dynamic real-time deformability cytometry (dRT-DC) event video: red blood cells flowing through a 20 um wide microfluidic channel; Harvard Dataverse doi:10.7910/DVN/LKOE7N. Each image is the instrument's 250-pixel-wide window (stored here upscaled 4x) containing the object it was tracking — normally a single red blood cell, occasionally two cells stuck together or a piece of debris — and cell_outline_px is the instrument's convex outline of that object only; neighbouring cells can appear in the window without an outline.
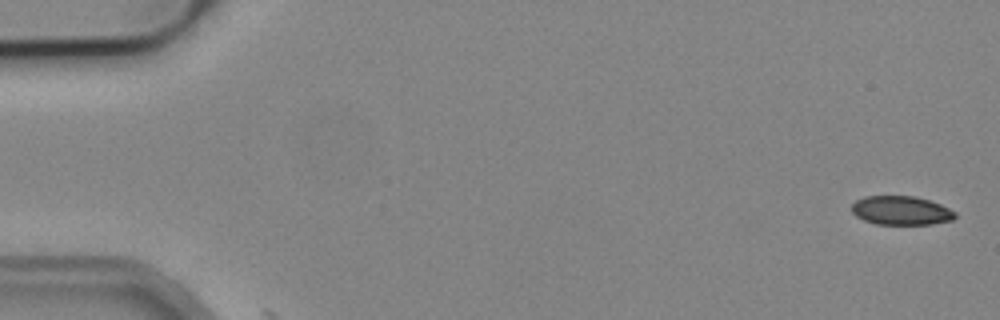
{"species": "common noctule bat (a hibernating species)", "species_latin": "Nyctalus noctula", "temperature_condition": "cold", "stored_images_in_passage": 4, "camera_frame_rate_fps": 3000, "um_per_image_px": 0.085, "animal": {"sex": "male", "body_mass_g": 19.2, "forearm_length_mm": 51.8}, "frame": {"image": 1, "passage_image": 1, "time_ms": 0.0, "image_size_px": [1000, 320], "cell_outline_px": [[956, 216], [952, 220], [932, 224], [876, 224], [864, 220], [856, 216], [852, 212], [852, 204], [856, 200], [864, 196], [916, 196], [940, 204], [956, 212]], "centroid_in_image_um": [76.58, 17.89], "position_along_channel_um": 8.4, "area_um2": 17.4}}
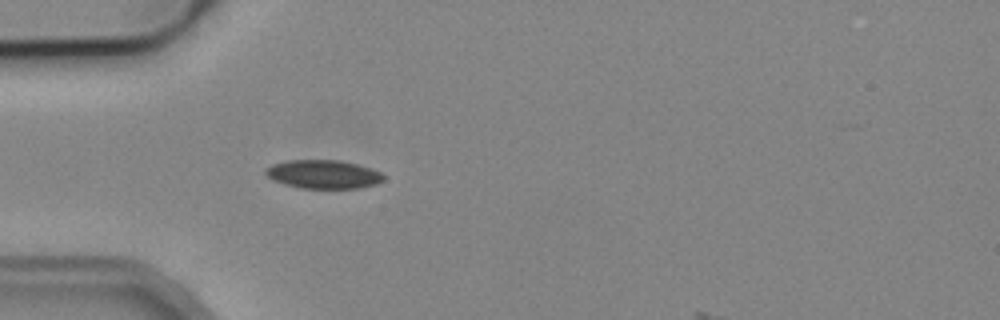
{"frame": {"image": 2, "passage_image": 4, "time_ms": 5.0, "image_size_px": [1000, 320], "cell_outline_px": [[384, 180], [376, 184], [360, 188], [300, 188], [284, 184], [272, 180], [264, 172], [264, 168], [272, 164], [288, 160], [340, 160], [372, 168], [380, 172], [384, 176]], "centroid_in_image_um": [27.47, 14.81], "position_along_channel_um": 57.5, "area_um2": 19.77}}